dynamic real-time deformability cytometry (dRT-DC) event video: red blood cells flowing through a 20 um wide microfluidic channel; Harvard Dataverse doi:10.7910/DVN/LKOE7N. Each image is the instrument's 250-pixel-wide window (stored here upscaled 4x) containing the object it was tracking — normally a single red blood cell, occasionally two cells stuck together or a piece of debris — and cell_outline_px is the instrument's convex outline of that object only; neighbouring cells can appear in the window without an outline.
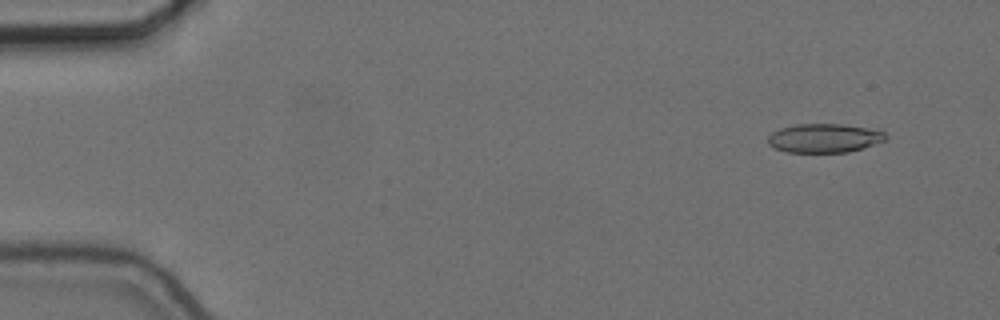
{"species": "common noctule bat (a hibernating species)", "species_latin": "Nyctalus noctula", "temperature_condition": "cold", "stored_images_in_passage": 57, "camera_frame_rate_fps": 3000, "um_per_image_px": 0.085, "animal": {"sex": "female", "body_mass_g": 24.6, "forearm_length_mm": 56.2}, "frame": {"image": 1, "passage_image": 5, "time_ms": 1.333, "image_size_px": [1000, 320], "cell_outline_px": [[888, 136], [884, 140], [848, 152], [784, 152], [768, 144], [768, 136], [772, 132], [780, 128], [796, 124], [844, 124], [880, 128]], "centroid_in_image_um": [70.09, 11.72], "position_along_channel_um": 14.9, "area_um2": 20.0}}
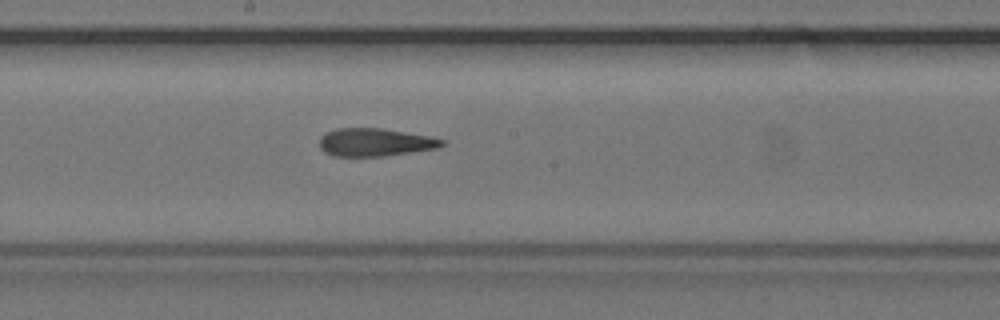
{"frame": {"image": 2, "passage_image": 31, "time_ms": 10.0, "image_size_px": [1000, 320], "cell_outline_px": [[444, 144], [436, 148], [384, 156], [332, 156], [324, 152], [320, 148], [320, 136], [336, 128], [380, 128], [432, 136], [444, 140]], "centroid_in_image_um": [31.86, 12.09], "position_along_channel_um": 216.3, "area_um2": 19.88}}
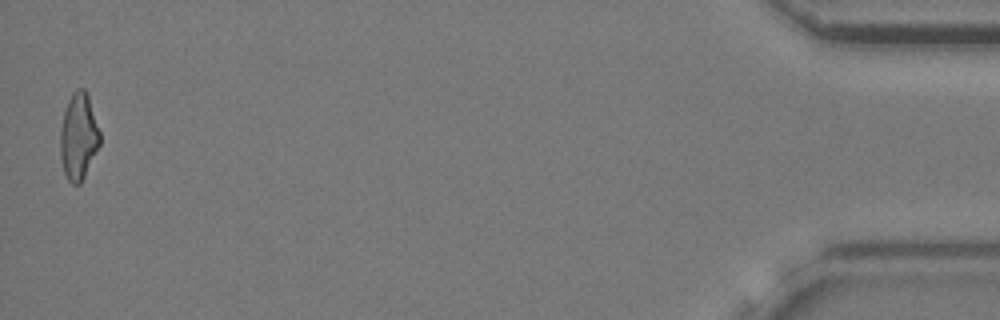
{"frame": {"image": 3, "passage_image": 56, "time_ms": 18.333, "image_size_px": [1000, 320], "cell_outline_px": [[100, 144], [80, 184], [72, 184], [68, 180], [64, 172], [60, 156], [60, 128], [64, 112], [68, 100], [72, 92], [76, 88], [84, 88], [88, 96], [100, 132]], "centroid_in_image_um": [6.66, 11.59], "position_along_channel_um": 428.5, "area_um2": 19.88}, "authors_computed_cell_mechanics": {"area_um2": 20.4612, "velocity_mm_per_s": 3.6643, "shape_relaxation_time_tau1_ms": null, "shape_relaxation_time_tau2_ms": 3.9722, "deformation_change_tau1": null, "deformation_change_tau2": 0.1481}}